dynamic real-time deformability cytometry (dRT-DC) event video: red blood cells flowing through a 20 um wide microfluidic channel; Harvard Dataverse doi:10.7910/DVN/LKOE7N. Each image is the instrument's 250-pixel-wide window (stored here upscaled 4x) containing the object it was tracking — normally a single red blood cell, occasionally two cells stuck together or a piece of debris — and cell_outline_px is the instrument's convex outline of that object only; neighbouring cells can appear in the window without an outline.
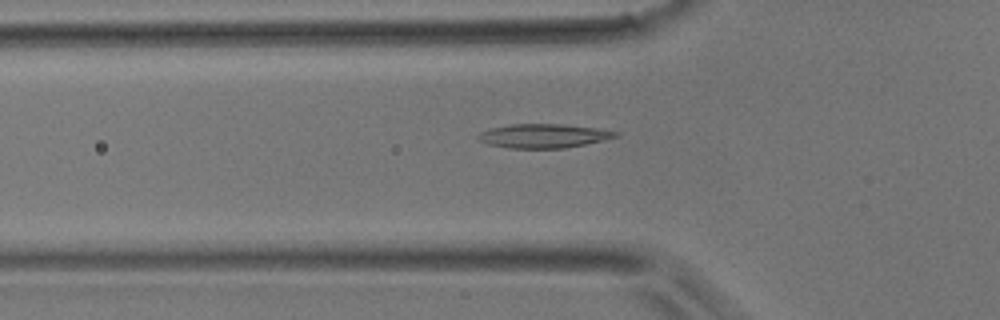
{"species": "common noctule bat (a hibernating species)", "species_latin": "Nyctalus noctula", "temperature_condition": "room temperature", "stored_images_in_passage": 43, "camera_frame_rate_fps": 3000, "um_per_image_px": 0.085, "animal": {"sex": "male", "body_mass_g": 17.9}, "frame": {"image": 1, "passage_image": 16, "time_ms": 5.0, "image_size_px": [1000, 320], "cell_outline_px": [[620, 136], [604, 140], [564, 148], [508, 148], [488, 144], [480, 140], [476, 136], [480, 132], [492, 128], [508, 124], [560, 124], [596, 128], [620, 132]], "centroid_in_image_um": [46.21, 11.55], "position_along_channel_um": 79.6, "area_um2": 19.13}}
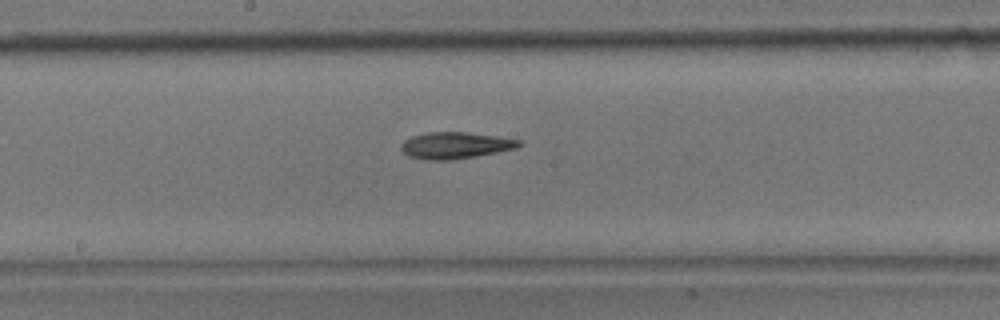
{"frame": {"image": 2, "passage_image": 25, "time_ms": 8.0, "image_size_px": [1000, 320], "cell_outline_px": [[524, 144], [516, 148], [476, 156], [452, 160], [428, 160], [408, 156], [400, 152], [400, 144], [404, 140], [412, 136], [428, 132], [468, 132], [524, 140]], "centroid_in_image_um": [38.7, 12.35], "position_along_channel_um": 209.5, "area_um2": 18.5}}
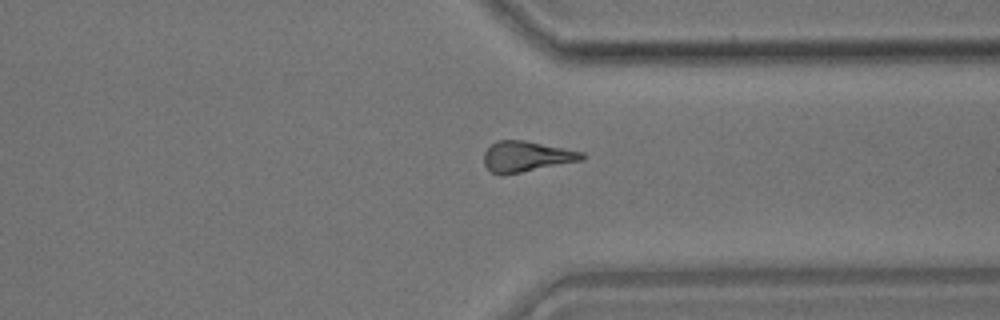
{"frame": {"image": 3, "passage_image": 36, "time_ms": 11.667, "image_size_px": [1000, 320], "cell_outline_px": [[584, 160], [500, 176], [492, 172], [484, 164], [484, 152], [496, 140], [524, 140], [584, 152]], "centroid_in_image_um": [44.73, 13.3], "position_along_channel_um": 366.7, "area_um2": 17.46}}